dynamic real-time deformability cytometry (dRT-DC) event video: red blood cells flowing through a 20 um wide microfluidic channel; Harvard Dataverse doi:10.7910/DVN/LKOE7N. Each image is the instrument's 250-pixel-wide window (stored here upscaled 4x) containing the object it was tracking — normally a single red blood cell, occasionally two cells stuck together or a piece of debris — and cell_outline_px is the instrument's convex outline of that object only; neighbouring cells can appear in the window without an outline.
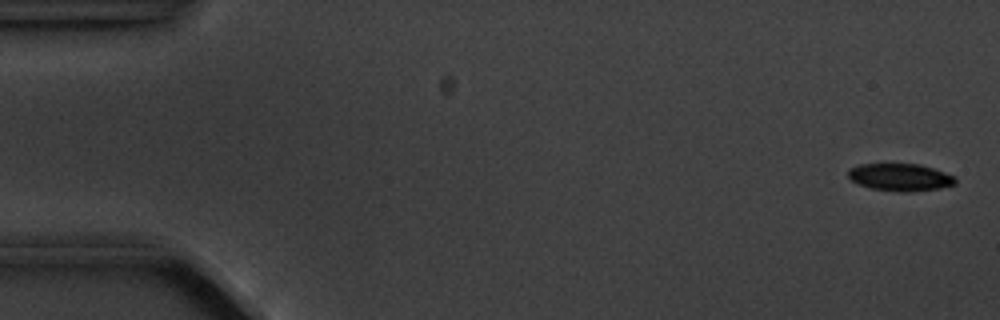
{"species": "common noctule bat (a hibernating species)", "species_latin": "Nyctalus noctula", "temperature_condition": "cold", "stored_images_in_passage": 5, "camera_frame_rate_fps": 3000, "um_per_image_px": 0.085, "animal": {"sex": "male", "body_mass_g": 20.1, "forearm_length_mm": 53.5}, "frame": {"image": 1, "passage_image": 1, "time_ms": 0.0, "image_size_px": [1000, 320], "cell_outline_px": [[956, 184], [940, 188], [912, 192], [900, 192], [872, 188], [860, 184], [852, 180], [848, 176], [848, 168], [860, 164], [920, 164], [956, 176]], "centroid_in_image_um": [76.54, 15.06], "position_along_channel_um": 8.5, "area_um2": 17.11}}
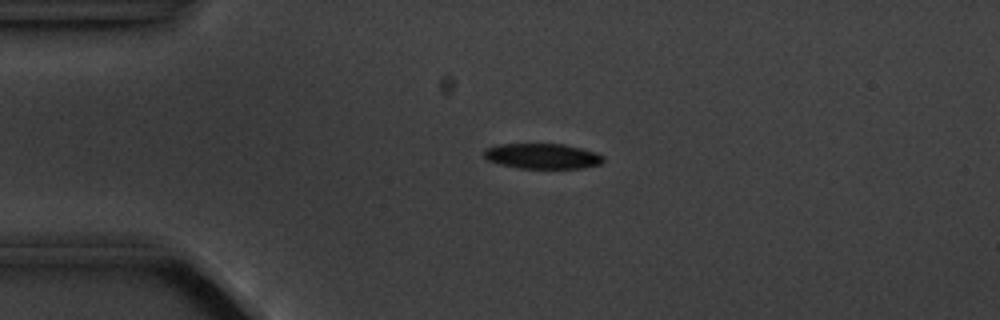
{"frame": {"image": 2, "passage_image": 4, "time_ms": 3.667, "image_size_px": [1000, 320], "cell_outline_px": [[604, 160], [600, 164], [580, 168], [520, 168], [500, 164], [488, 160], [484, 156], [484, 148], [500, 144], [564, 144], [596, 152], [604, 156]], "centroid_in_image_um": [46.1, 13.26], "position_along_channel_um": 38.9, "area_um2": 17.51}}